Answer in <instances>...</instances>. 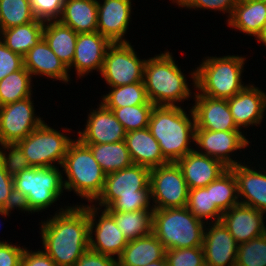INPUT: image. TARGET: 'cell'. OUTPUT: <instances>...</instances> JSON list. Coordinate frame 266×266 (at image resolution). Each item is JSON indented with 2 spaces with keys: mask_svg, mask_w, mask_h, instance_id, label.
I'll return each mask as SVG.
<instances>
[{
  "mask_svg": "<svg viewBox=\"0 0 266 266\" xmlns=\"http://www.w3.org/2000/svg\"><path fill=\"white\" fill-rule=\"evenodd\" d=\"M169 266H199L204 262L203 247L178 248L166 250Z\"/></svg>",
  "mask_w": 266,
  "mask_h": 266,
  "instance_id": "obj_42",
  "label": "cell"
},
{
  "mask_svg": "<svg viewBox=\"0 0 266 266\" xmlns=\"http://www.w3.org/2000/svg\"><path fill=\"white\" fill-rule=\"evenodd\" d=\"M73 266H118L117 258L88 249Z\"/></svg>",
  "mask_w": 266,
  "mask_h": 266,
  "instance_id": "obj_47",
  "label": "cell"
},
{
  "mask_svg": "<svg viewBox=\"0 0 266 266\" xmlns=\"http://www.w3.org/2000/svg\"><path fill=\"white\" fill-rule=\"evenodd\" d=\"M186 207L196 218L204 223H208V220L219 222L223 214L216 204L212 203L211 183L206 187L189 190Z\"/></svg>",
  "mask_w": 266,
  "mask_h": 266,
  "instance_id": "obj_35",
  "label": "cell"
},
{
  "mask_svg": "<svg viewBox=\"0 0 266 266\" xmlns=\"http://www.w3.org/2000/svg\"><path fill=\"white\" fill-rule=\"evenodd\" d=\"M32 100L30 96L0 107V144L16 143L44 122L35 116Z\"/></svg>",
  "mask_w": 266,
  "mask_h": 266,
  "instance_id": "obj_12",
  "label": "cell"
},
{
  "mask_svg": "<svg viewBox=\"0 0 266 266\" xmlns=\"http://www.w3.org/2000/svg\"><path fill=\"white\" fill-rule=\"evenodd\" d=\"M182 106H154L148 128L160 145L167 162H177L195 150L189 146L195 142V118L190 109L186 114ZM191 147V148H190Z\"/></svg>",
  "mask_w": 266,
  "mask_h": 266,
  "instance_id": "obj_3",
  "label": "cell"
},
{
  "mask_svg": "<svg viewBox=\"0 0 266 266\" xmlns=\"http://www.w3.org/2000/svg\"><path fill=\"white\" fill-rule=\"evenodd\" d=\"M149 185L154 209L187 206L189 188L177 162L151 168Z\"/></svg>",
  "mask_w": 266,
  "mask_h": 266,
  "instance_id": "obj_10",
  "label": "cell"
},
{
  "mask_svg": "<svg viewBox=\"0 0 266 266\" xmlns=\"http://www.w3.org/2000/svg\"><path fill=\"white\" fill-rule=\"evenodd\" d=\"M0 146V160L8 175L14 177L18 173L31 167L27 157L23 154L21 147L17 143H5L0 144Z\"/></svg>",
  "mask_w": 266,
  "mask_h": 266,
  "instance_id": "obj_40",
  "label": "cell"
},
{
  "mask_svg": "<svg viewBox=\"0 0 266 266\" xmlns=\"http://www.w3.org/2000/svg\"><path fill=\"white\" fill-rule=\"evenodd\" d=\"M192 111L196 129L240 131L233 120L227 99H216L194 92Z\"/></svg>",
  "mask_w": 266,
  "mask_h": 266,
  "instance_id": "obj_16",
  "label": "cell"
},
{
  "mask_svg": "<svg viewBox=\"0 0 266 266\" xmlns=\"http://www.w3.org/2000/svg\"><path fill=\"white\" fill-rule=\"evenodd\" d=\"M235 266H266V233L239 244Z\"/></svg>",
  "mask_w": 266,
  "mask_h": 266,
  "instance_id": "obj_39",
  "label": "cell"
},
{
  "mask_svg": "<svg viewBox=\"0 0 266 266\" xmlns=\"http://www.w3.org/2000/svg\"><path fill=\"white\" fill-rule=\"evenodd\" d=\"M13 209H20L14 194V180L7 174L0 160V215L10 216L9 212Z\"/></svg>",
  "mask_w": 266,
  "mask_h": 266,
  "instance_id": "obj_41",
  "label": "cell"
},
{
  "mask_svg": "<svg viewBox=\"0 0 266 266\" xmlns=\"http://www.w3.org/2000/svg\"><path fill=\"white\" fill-rule=\"evenodd\" d=\"M83 131H78V139L84 144L116 143L125 140L126 131L116 119L112 110L101 102L96 110L90 111Z\"/></svg>",
  "mask_w": 266,
  "mask_h": 266,
  "instance_id": "obj_15",
  "label": "cell"
},
{
  "mask_svg": "<svg viewBox=\"0 0 266 266\" xmlns=\"http://www.w3.org/2000/svg\"><path fill=\"white\" fill-rule=\"evenodd\" d=\"M199 266H210V265L206 261H204Z\"/></svg>",
  "mask_w": 266,
  "mask_h": 266,
  "instance_id": "obj_51",
  "label": "cell"
},
{
  "mask_svg": "<svg viewBox=\"0 0 266 266\" xmlns=\"http://www.w3.org/2000/svg\"><path fill=\"white\" fill-rule=\"evenodd\" d=\"M132 0H97V31L111 43L129 42L124 36L131 21Z\"/></svg>",
  "mask_w": 266,
  "mask_h": 266,
  "instance_id": "obj_18",
  "label": "cell"
},
{
  "mask_svg": "<svg viewBox=\"0 0 266 266\" xmlns=\"http://www.w3.org/2000/svg\"><path fill=\"white\" fill-rule=\"evenodd\" d=\"M253 85L246 84L240 92L227 99L233 120L240 130L250 125L258 126L264 118L266 92Z\"/></svg>",
  "mask_w": 266,
  "mask_h": 266,
  "instance_id": "obj_21",
  "label": "cell"
},
{
  "mask_svg": "<svg viewBox=\"0 0 266 266\" xmlns=\"http://www.w3.org/2000/svg\"><path fill=\"white\" fill-rule=\"evenodd\" d=\"M72 141L70 137L49 127L44 121L16 143L21 147L31 167H54L56 162L61 167Z\"/></svg>",
  "mask_w": 266,
  "mask_h": 266,
  "instance_id": "obj_9",
  "label": "cell"
},
{
  "mask_svg": "<svg viewBox=\"0 0 266 266\" xmlns=\"http://www.w3.org/2000/svg\"><path fill=\"white\" fill-rule=\"evenodd\" d=\"M177 164L189 190L208 186L229 169L219 160L200 154L196 149L180 158Z\"/></svg>",
  "mask_w": 266,
  "mask_h": 266,
  "instance_id": "obj_22",
  "label": "cell"
},
{
  "mask_svg": "<svg viewBox=\"0 0 266 266\" xmlns=\"http://www.w3.org/2000/svg\"><path fill=\"white\" fill-rule=\"evenodd\" d=\"M184 73L168 51L145 61L143 82L149 101L155 106H179L192 92Z\"/></svg>",
  "mask_w": 266,
  "mask_h": 266,
  "instance_id": "obj_4",
  "label": "cell"
},
{
  "mask_svg": "<svg viewBox=\"0 0 266 266\" xmlns=\"http://www.w3.org/2000/svg\"><path fill=\"white\" fill-rule=\"evenodd\" d=\"M211 197L212 203H215L222 212L239 204L237 182L230 169L211 182Z\"/></svg>",
  "mask_w": 266,
  "mask_h": 266,
  "instance_id": "obj_36",
  "label": "cell"
},
{
  "mask_svg": "<svg viewBox=\"0 0 266 266\" xmlns=\"http://www.w3.org/2000/svg\"><path fill=\"white\" fill-rule=\"evenodd\" d=\"M105 210L113 217L117 227L128 241L152 233L154 210L116 212L110 207L105 208Z\"/></svg>",
  "mask_w": 266,
  "mask_h": 266,
  "instance_id": "obj_31",
  "label": "cell"
},
{
  "mask_svg": "<svg viewBox=\"0 0 266 266\" xmlns=\"http://www.w3.org/2000/svg\"><path fill=\"white\" fill-rule=\"evenodd\" d=\"M97 0H64L58 21L76 33L97 31Z\"/></svg>",
  "mask_w": 266,
  "mask_h": 266,
  "instance_id": "obj_28",
  "label": "cell"
},
{
  "mask_svg": "<svg viewBox=\"0 0 266 266\" xmlns=\"http://www.w3.org/2000/svg\"><path fill=\"white\" fill-rule=\"evenodd\" d=\"M61 167L68 178L63 180L65 190L74 191L90 203L98 198L104 187L106 173L87 145L79 139H73Z\"/></svg>",
  "mask_w": 266,
  "mask_h": 266,
  "instance_id": "obj_7",
  "label": "cell"
},
{
  "mask_svg": "<svg viewBox=\"0 0 266 266\" xmlns=\"http://www.w3.org/2000/svg\"><path fill=\"white\" fill-rule=\"evenodd\" d=\"M31 82L32 76L25 67L0 80V107L33 95Z\"/></svg>",
  "mask_w": 266,
  "mask_h": 266,
  "instance_id": "obj_34",
  "label": "cell"
},
{
  "mask_svg": "<svg viewBox=\"0 0 266 266\" xmlns=\"http://www.w3.org/2000/svg\"><path fill=\"white\" fill-rule=\"evenodd\" d=\"M45 21L35 19L25 24L0 31V39L12 52L24 56L43 38Z\"/></svg>",
  "mask_w": 266,
  "mask_h": 266,
  "instance_id": "obj_30",
  "label": "cell"
},
{
  "mask_svg": "<svg viewBox=\"0 0 266 266\" xmlns=\"http://www.w3.org/2000/svg\"><path fill=\"white\" fill-rule=\"evenodd\" d=\"M174 2L178 5L180 3V0H172V3Z\"/></svg>",
  "mask_w": 266,
  "mask_h": 266,
  "instance_id": "obj_52",
  "label": "cell"
},
{
  "mask_svg": "<svg viewBox=\"0 0 266 266\" xmlns=\"http://www.w3.org/2000/svg\"><path fill=\"white\" fill-rule=\"evenodd\" d=\"M206 225L209 228L204 230V261L210 266H235L239 244L221 221Z\"/></svg>",
  "mask_w": 266,
  "mask_h": 266,
  "instance_id": "obj_17",
  "label": "cell"
},
{
  "mask_svg": "<svg viewBox=\"0 0 266 266\" xmlns=\"http://www.w3.org/2000/svg\"><path fill=\"white\" fill-rule=\"evenodd\" d=\"M258 42H260V43L262 42L263 45L266 46V28H265V30H264L262 36L259 38Z\"/></svg>",
  "mask_w": 266,
  "mask_h": 266,
  "instance_id": "obj_50",
  "label": "cell"
},
{
  "mask_svg": "<svg viewBox=\"0 0 266 266\" xmlns=\"http://www.w3.org/2000/svg\"><path fill=\"white\" fill-rule=\"evenodd\" d=\"M87 145L102 170L109 174L133 165L125 141Z\"/></svg>",
  "mask_w": 266,
  "mask_h": 266,
  "instance_id": "obj_32",
  "label": "cell"
},
{
  "mask_svg": "<svg viewBox=\"0 0 266 266\" xmlns=\"http://www.w3.org/2000/svg\"><path fill=\"white\" fill-rule=\"evenodd\" d=\"M228 25L258 41L266 28V2L260 0H238Z\"/></svg>",
  "mask_w": 266,
  "mask_h": 266,
  "instance_id": "obj_25",
  "label": "cell"
},
{
  "mask_svg": "<svg viewBox=\"0 0 266 266\" xmlns=\"http://www.w3.org/2000/svg\"><path fill=\"white\" fill-rule=\"evenodd\" d=\"M239 55L205 57L200 66L190 74L192 87L199 94L216 99H229L240 92L246 85L242 81L245 59Z\"/></svg>",
  "mask_w": 266,
  "mask_h": 266,
  "instance_id": "obj_5",
  "label": "cell"
},
{
  "mask_svg": "<svg viewBox=\"0 0 266 266\" xmlns=\"http://www.w3.org/2000/svg\"><path fill=\"white\" fill-rule=\"evenodd\" d=\"M40 223L44 251L57 266H73L89 249V217L83 205L60 208Z\"/></svg>",
  "mask_w": 266,
  "mask_h": 266,
  "instance_id": "obj_1",
  "label": "cell"
},
{
  "mask_svg": "<svg viewBox=\"0 0 266 266\" xmlns=\"http://www.w3.org/2000/svg\"><path fill=\"white\" fill-rule=\"evenodd\" d=\"M21 266H57L55 262L45 253L44 250L29 251L25 248L22 258Z\"/></svg>",
  "mask_w": 266,
  "mask_h": 266,
  "instance_id": "obj_48",
  "label": "cell"
},
{
  "mask_svg": "<svg viewBox=\"0 0 266 266\" xmlns=\"http://www.w3.org/2000/svg\"><path fill=\"white\" fill-rule=\"evenodd\" d=\"M23 67V56L12 52L0 39V80Z\"/></svg>",
  "mask_w": 266,
  "mask_h": 266,
  "instance_id": "obj_45",
  "label": "cell"
},
{
  "mask_svg": "<svg viewBox=\"0 0 266 266\" xmlns=\"http://www.w3.org/2000/svg\"><path fill=\"white\" fill-rule=\"evenodd\" d=\"M111 42L98 31L78 33L74 58L68 70L75 67L79 78L88 75L93 70L101 73L105 53Z\"/></svg>",
  "mask_w": 266,
  "mask_h": 266,
  "instance_id": "obj_20",
  "label": "cell"
},
{
  "mask_svg": "<svg viewBox=\"0 0 266 266\" xmlns=\"http://www.w3.org/2000/svg\"><path fill=\"white\" fill-rule=\"evenodd\" d=\"M63 178L58 166L30 167L15 175L14 194L19 210L34 213L49 208L65 189Z\"/></svg>",
  "mask_w": 266,
  "mask_h": 266,
  "instance_id": "obj_6",
  "label": "cell"
},
{
  "mask_svg": "<svg viewBox=\"0 0 266 266\" xmlns=\"http://www.w3.org/2000/svg\"><path fill=\"white\" fill-rule=\"evenodd\" d=\"M24 248L13 245L11 242L0 244V266H21V258Z\"/></svg>",
  "mask_w": 266,
  "mask_h": 266,
  "instance_id": "obj_46",
  "label": "cell"
},
{
  "mask_svg": "<svg viewBox=\"0 0 266 266\" xmlns=\"http://www.w3.org/2000/svg\"><path fill=\"white\" fill-rule=\"evenodd\" d=\"M238 0H180V3L178 6L189 8V9H197L199 10L202 8L203 10L205 9H210V10H218L222 11L223 14L228 13L229 17L228 20L230 19L234 7L236 6Z\"/></svg>",
  "mask_w": 266,
  "mask_h": 266,
  "instance_id": "obj_44",
  "label": "cell"
},
{
  "mask_svg": "<svg viewBox=\"0 0 266 266\" xmlns=\"http://www.w3.org/2000/svg\"><path fill=\"white\" fill-rule=\"evenodd\" d=\"M265 213L253 207L238 204L223 212L221 222L238 244L246 243L266 233Z\"/></svg>",
  "mask_w": 266,
  "mask_h": 266,
  "instance_id": "obj_19",
  "label": "cell"
},
{
  "mask_svg": "<svg viewBox=\"0 0 266 266\" xmlns=\"http://www.w3.org/2000/svg\"><path fill=\"white\" fill-rule=\"evenodd\" d=\"M206 224L187 207L154 209L152 232L166 250L203 245Z\"/></svg>",
  "mask_w": 266,
  "mask_h": 266,
  "instance_id": "obj_8",
  "label": "cell"
},
{
  "mask_svg": "<svg viewBox=\"0 0 266 266\" xmlns=\"http://www.w3.org/2000/svg\"><path fill=\"white\" fill-rule=\"evenodd\" d=\"M35 19L30 0H0V31Z\"/></svg>",
  "mask_w": 266,
  "mask_h": 266,
  "instance_id": "obj_37",
  "label": "cell"
},
{
  "mask_svg": "<svg viewBox=\"0 0 266 266\" xmlns=\"http://www.w3.org/2000/svg\"><path fill=\"white\" fill-rule=\"evenodd\" d=\"M91 205H83L87 209L89 217V249L118 258L127 246L128 240L105 209L100 210L102 213L99 216L97 214L99 208L93 203ZM97 215L98 220L96 219Z\"/></svg>",
  "mask_w": 266,
  "mask_h": 266,
  "instance_id": "obj_13",
  "label": "cell"
},
{
  "mask_svg": "<svg viewBox=\"0 0 266 266\" xmlns=\"http://www.w3.org/2000/svg\"><path fill=\"white\" fill-rule=\"evenodd\" d=\"M150 168L133 164L106 174L104 187L94 206L116 212L154 210L150 193ZM101 207V208H100Z\"/></svg>",
  "mask_w": 266,
  "mask_h": 266,
  "instance_id": "obj_2",
  "label": "cell"
},
{
  "mask_svg": "<svg viewBox=\"0 0 266 266\" xmlns=\"http://www.w3.org/2000/svg\"><path fill=\"white\" fill-rule=\"evenodd\" d=\"M155 105L141 104L114 108L116 119L123 125L126 132L141 130L148 127L150 116Z\"/></svg>",
  "mask_w": 266,
  "mask_h": 266,
  "instance_id": "obj_38",
  "label": "cell"
},
{
  "mask_svg": "<svg viewBox=\"0 0 266 266\" xmlns=\"http://www.w3.org/2000/svg\"><path fill=\"white\" fill-rule=\"evenodd\" d=\"M23 60L24 67L32 77L41 75L64 83L71 80L67 66L51 50L44 38L23 56Z\"/></svg>",
  "mask_w": 266,
  "mask_h": 266,
  "instance_id": "obj_24",
  "label": "cell"
},
{
  "mask_svg": "<svg viewBox=\"0 0 266 266\" xmlns=\"http://www.w3.org/2000/svg\"><path fill=\"white\" fill-rule=\"evenodd\" d=\"M101 103L108 109L152 104L147 96L144 82H136L112 87L108 94L102 96Z\"/></svg>",
  "mask_w": 266,
  "mask_h": 266,
  "instance_id": "obj_33",
  "label": "cell"
},
{
  "mask_svg": "<svg viewBox=\"0 0 266 266\" xmlns=\"http://www.w3.org/2000/svg\"><path fill=\"white\" fill-rule=\"evenodd\" d=\"M166 256V249L152 232L146 236L128 241L117 258L118 266H145L160 261Z\"/></svg>",
  "mask_w": 266,
  "mask_h": 266,
  "instance_id": "obj_27",
  "label": "cell"
},
{
  "mask_svg": "<svg viewBox=\"0 0 266 266\" xmlns=\"http://www.w3.org/2000/svg\"><path fill=\"white\" fill-rule=\"evenodd\" d=\"M129 42L111 43L105 53L101 76L111 87L143 82L146 59L137 57Z\"/></svg>",
  "mask_w": 266,
  "mask_h": 266,
  "instance_id": "obj_11",
  "label": "cell"
},
{
  "mask_svg": "<svg viewBox=\"0 0 266 266\" xmlns=\"http://www.w3.org/2000/svg\"><path fill=\"white\" fill-rule=\"evenodd\" d=\"M78 33L58 20L45 21L43 38L51 50L67 66L72 64Z\"/></svg>",
  "mask_w": 266,
  "mask_h": 266,
  "instance_id": "obj_29",
  "label": "cell"
},
{
  "mask_svg": "<svg viewBox=\"0 0 266 266\" xmlns=\"http://www.w3.org/2000/svg\"><path fill=\"white\" fill-rule=\"evenodd\" d=\"M30 5L36 19L55 21L62 14L64 0H30Z\"/></svg>",
  "mask_w": 266,
  "mask_h": 266,
  "instance_id": "obj_43",
  "label": "cell"
},
{
  "mask_svg": "<svg viewBox=\"0 0 266 266\" xmlns=\"http://www.w3.org/2000/svg\"><path fill=\"white\" fill-rule=\"evenodd\" d=\"M194 143L197 145L196 148L199 147L196 150L198 153L219 160L226 167L231 168L241 162L233 160L230 155L234 151L249 147L250 141L241 131L195 129Z\"/></svg>",
  "mask_w": 266,
  "mask_h": 266,
  "instance_id": "obj_14",
  "label": "cell"
},
{
  "mask_svg": "<svg viewBox=\"0 0 266 266\" xmlns=\"http://www.w3.org/2000/svg\"><path fill=\"white\" fill-rule=\"evenodd\" d=\"M145 266H169L167 260H166V257L160 261H155V262H152V263H149Z\"/></svg>",
  "mask_w": 266,
  "mask_h": 266,
  "instance_id": "obj_49",
  "label": "cell"
},
{
  "mask_svg": "<svg viewBox=\"0 0 266 266\" xmlns=\"http://www.w3.org/2000/svg\"><path fill=\"white\" fill-rule=\"evenodd\" d=\"M229 169L237 182L239 203L266 213V171H258L244 162Z\"/></svg>",
  "mask_w": 266,
  "mask_h": 266,
  "instance_id": "obj_23",
  "label": "cell"
},
{
  "mask_svg": "<svg viewBox=\"0 0 266 266\" xmlns=\"http://www.w3.org/2000/svg\"><path fill=\"white\" fill-rule=\"evenodd\" d=\"M124 141L133 164L151 169L168 163L163 157L159 143L148 127L127 132Z\"/></svg>",
  "mask_w": 266,
  "mask_h": 266,
  "instance_id": "obj_26",
  "label": "cell"
}]
</instances>
